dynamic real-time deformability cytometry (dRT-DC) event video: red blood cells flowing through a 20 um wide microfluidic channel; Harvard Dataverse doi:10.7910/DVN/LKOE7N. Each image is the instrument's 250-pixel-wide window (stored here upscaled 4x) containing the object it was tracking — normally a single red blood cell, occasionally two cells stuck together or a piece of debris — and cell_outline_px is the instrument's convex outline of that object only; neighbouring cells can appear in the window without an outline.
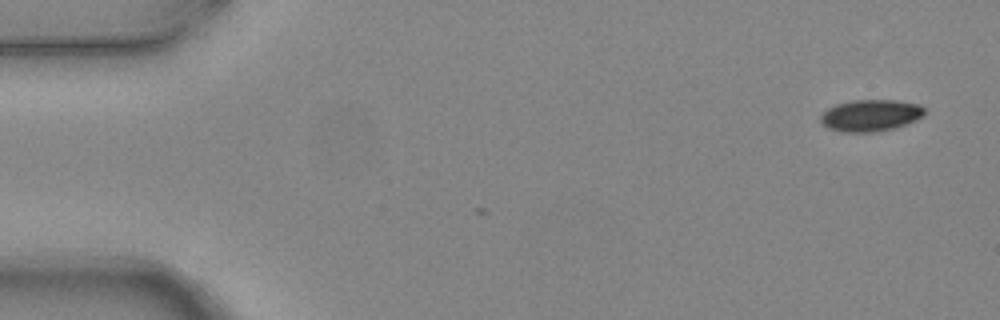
{"species": "common noctule bat (a hibernating species)", "species_latin": "Nyctalus noctula", "temperature_condition": "warm", "stored_images_in_passage": 4, "camera_frame_rate_fps": 3000, "um_per_image_px": 0.085, "animal": {"sex": "female", "body_mass_g": 24.6, "forearm_length_mm": 56.2}, "frame": {"image": 1, "passage_image": 1, "time_ms": 0.0, "image_size_px": [1000, 320], "cell_outline_px": [[924, 116], [916, 120], [892, 128], [876, 132], [840, 132], [828, 128], [820, 120], [820, 116], [828, 108], [836, 104], [852, 100], [896, 100], [920, 104], [924, 108]], "centroid_in_image_um": [74.0, 9.8], "position_along_channel_um": 11.0, "area_um2": 19.19}}
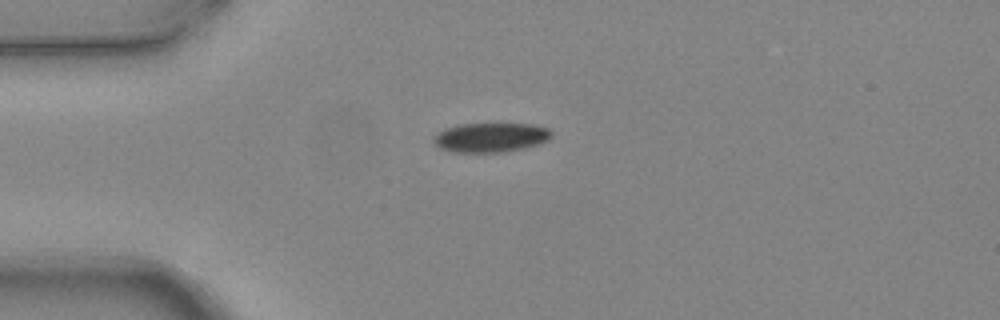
{"frame": {"image": 2, "passage_image": 4, "time_ms": 1.0, "image_size_px": [1000, 320], "cell_outline_px": [[552, 136], [548, 140], [524, 148], [504, 152], [452, 152], [440, 148], [432, 144], [432, 136], [436, 132], [444, 128], [460, 124], [536, 124], [548, 128], [552, 132]], "centroid_in_image_um": [41.65, 11.68], "position_along_channel_um": 43.4, "area_um2": 20.46}}